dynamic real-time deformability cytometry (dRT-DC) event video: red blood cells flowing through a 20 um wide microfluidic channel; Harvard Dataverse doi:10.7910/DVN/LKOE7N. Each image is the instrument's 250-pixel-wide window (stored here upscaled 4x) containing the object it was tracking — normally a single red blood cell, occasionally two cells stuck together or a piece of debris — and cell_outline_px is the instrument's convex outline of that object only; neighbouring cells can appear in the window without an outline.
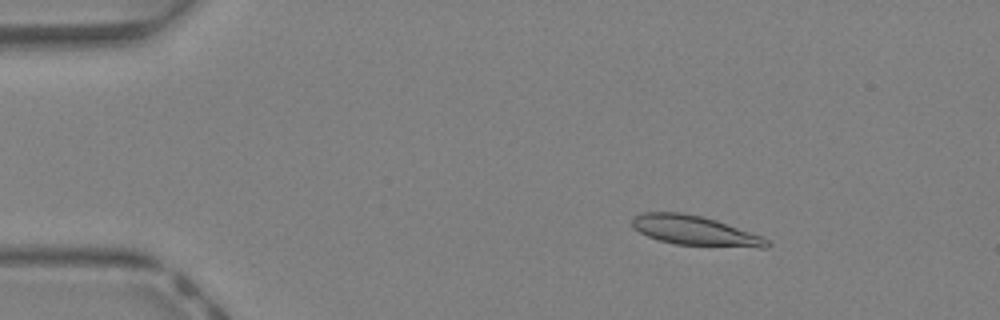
{"species": "Egyptian fruit bat (a non-hibernating species)", "species_latin": "Rousettus aegyptiacus", "temperature_condition": "warm", "stored_images_in_passage": 43, "camera_frame_rate_fps": 3000, "um_per_image_px": 0.085, "animal": {"sex": "female"}, "frame": {"image": 1, "passage_image": 7, "time_ms": 2.0, "image_size_px": [1000, 320], "cell_outline_px": [[772, 244], [768, 248], [760, 248], [676, 244], [660, 240], [648, 236], [632, 228], [632, 220], [640, 212], [684, 212], [716, 220], [760, 236], [768, 240]], "centroid_in_image_um": [59.06, 19.6], "position_along_channel_um": 25.9, "area_um2": 23.12}}
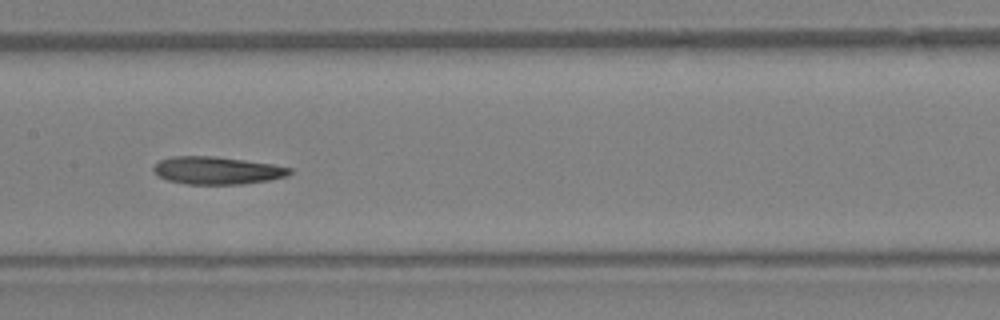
{"frame": {"image": 2, "passage_image": 22, "time_ms": 7.0, "image_size_px": [1000, 320], "cell_outline_px": [[292, 172], [288, 176], [268, 180], [244, 184], [188, 184], [168, 180], [156, 176], [152, 168], [160, 160], [172, 156], [216, 156], [272, 164], [292, 168]], "centroid_in_image_um": [18.44, 14.49], "position_along_channel_um": 189.0, "area_um2": 21.96}}
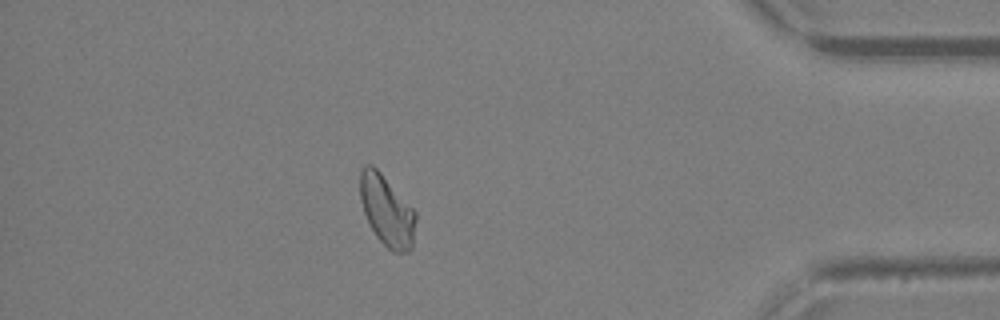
{"frame": {"image": 3, "passage_image": 38, "time_ms": 12.333, "image_size_px": [1000, 320], "cell_outline_px": [[416, 220], [412, 248], [408, 252], [392, 252], [376, 236], [364, 212], [360, 200], [360, 172], [364, 164], [372, 164], [380, 172], [416, 212]], "centroid_in_image_um": [32.88, 17.91], "position_along_channel_um": 402.3, "area_um2": 22.72}}